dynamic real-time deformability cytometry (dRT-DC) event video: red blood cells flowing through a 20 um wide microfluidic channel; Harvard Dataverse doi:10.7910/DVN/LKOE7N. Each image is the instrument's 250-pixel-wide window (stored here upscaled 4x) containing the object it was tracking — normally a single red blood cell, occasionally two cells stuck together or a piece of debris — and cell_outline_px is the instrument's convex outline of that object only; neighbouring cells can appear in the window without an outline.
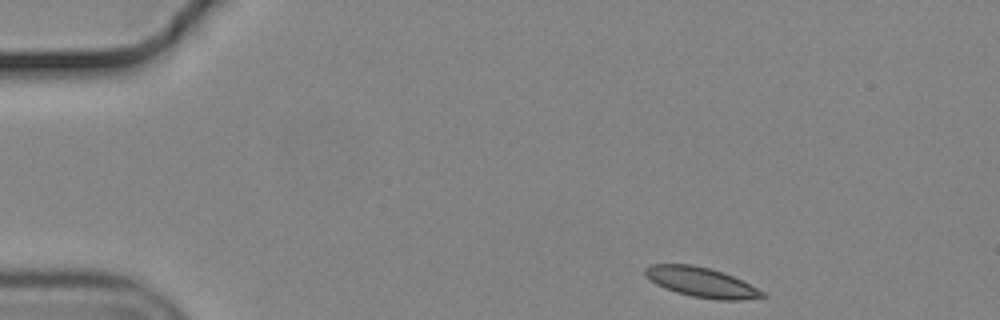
{"species": "common noctule bat (a hibernating species)", "species_latin": "Nyctalus noctula", "temperature_condition": "cold", "stored_images_in_passage": 13, "camera_frame_rate_fps": 3000, "um_per_image_px": 0.085, "animal": {"sex": "male", "body_mass_g": 19.2, "forearm_length_mm": 51.8}, "frame": {"image": 1, "passage_image": 1, "time_ms": 0.0, "image_size_px": [1000, 320], "cell_outline_px": [[768, 296], [740, 300], [716, 300], [692, 296], [676, 292], [664, 288], [656, 284], [644, 272], [644, 268], [652, 264], [692, 264], [724, 272], [764, 292]], "centroid_in_image_um": [59.61, 23.99], "position_along_channel_um": 25.4, "area_um2": 20.11}}
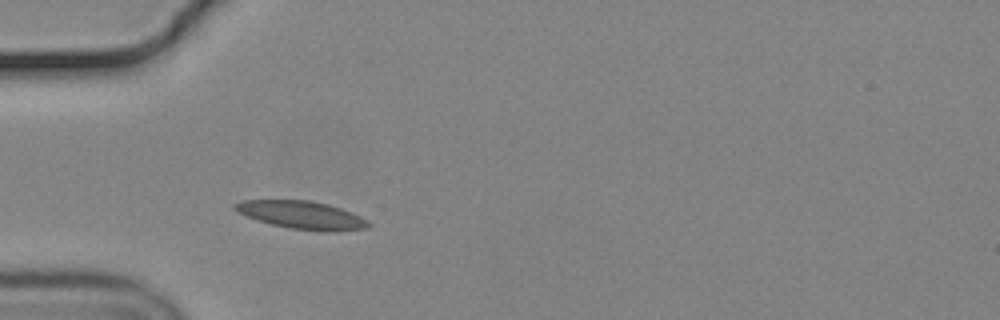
{"frame": {"image": 2, "passage_image": 10, "time_ms": 3.0, "image_size_px": [1000, 320], "cell_outline_px": [[372, 224], [364, 228], [336, 232], [320, 232], [292, 228], [272, 224], [248, 216], [232, 208], [232, 204], [244, 200], [308, 200], [328, 204], [352, 212], [368, 220]], "centroid_in_image_um": [25.7, 18.28], "position_along_channel_um": 59.3, "area_um2": 21.62}}